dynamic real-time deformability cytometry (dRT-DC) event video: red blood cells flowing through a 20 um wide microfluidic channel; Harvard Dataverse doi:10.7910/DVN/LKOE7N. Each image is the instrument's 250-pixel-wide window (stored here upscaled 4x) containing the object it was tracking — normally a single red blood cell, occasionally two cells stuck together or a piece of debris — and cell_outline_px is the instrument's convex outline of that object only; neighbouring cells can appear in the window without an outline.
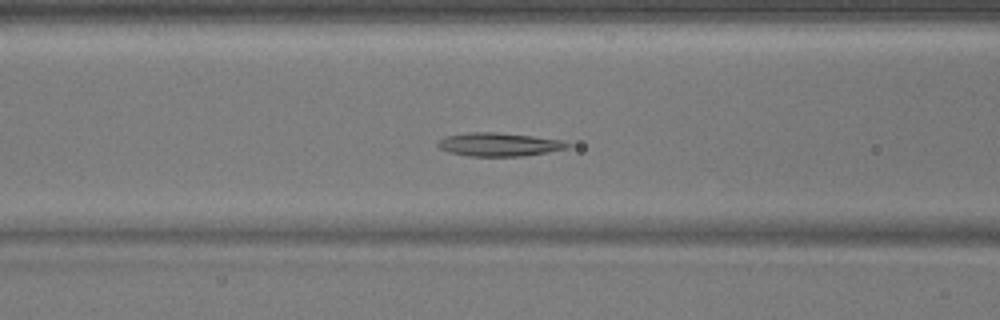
{"species": "common noctule bat (a hibernating species)", "species_latin": "Nyctalus noctula", "temperature_condition": "warm", "stored_images_in_passage": 39, "camera_frame_rate_fps": 3000, "um_per_image_px": 0.085, "animal": {"sex": "male", "body_mass_g": 17.9}, "frame": {"image": 1, "passage_image": 9, "time_ms": 2.667, "image_size_px": [1000, 320], "cell_outline_px": [[572, 144], [568, 148], [524, 156], [468, 156], [448, 152], [440, 148], [436, 144], [444, 136], [468, 132], [496, 132], [532, 136], [564, 140]], "centroid_in_image_um": [42.42, 12.27], "position_along_channel_um": 124.2, "area_um2": 17.8}}
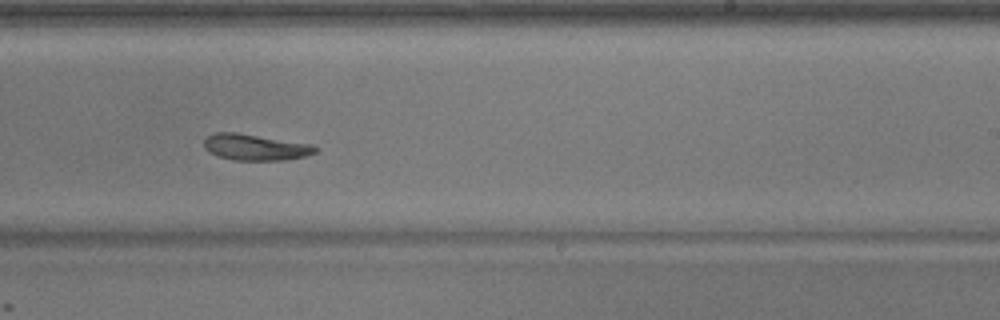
{"frame": {"image": 2, "passage_image": 20, "time_ms": 6.333, "image_size_px": [1000, 320], "cell_outline_px": [[316, 152], [304, 156], [284, 160], [232, 160], [216, 156], [208, 152], [204, 148], [204, 140], [208, 136], [216, 132], [236, 132], [312, 144], [316, 148]], "centroid_in_image_um": [21.65, 12.51], "position_along_channel_um": 267.4, "area_um2": 16.99}}
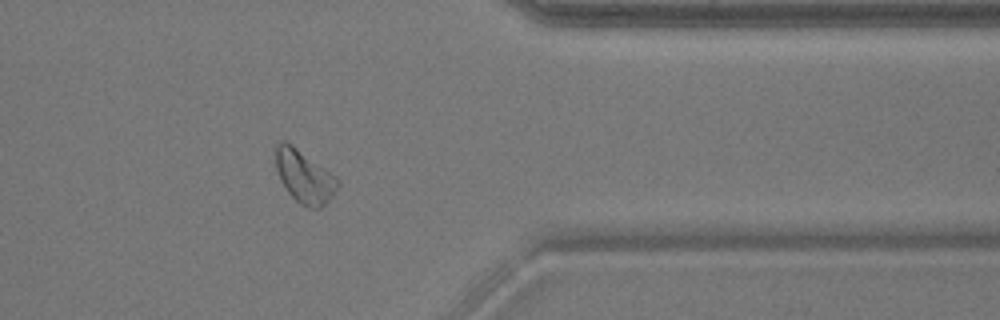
{"frame": {"image": 3, "passage_image": 30, "time_ms": 9.667, "image_size_px": [1000, 320], "cell_outline_px": [[340, 184], [332, 196], [320, 208], [308, 208], [300, 204], [288, 192], [280, 180], [276, 168], [276, 144], [280, 140], [284, 140], [292, 144], [336, 176], [340, 180]], "centroid_in_image_um": [25.87, 15.0], "position_along_channel_um": 385.5, "area_um2": 19.02}}